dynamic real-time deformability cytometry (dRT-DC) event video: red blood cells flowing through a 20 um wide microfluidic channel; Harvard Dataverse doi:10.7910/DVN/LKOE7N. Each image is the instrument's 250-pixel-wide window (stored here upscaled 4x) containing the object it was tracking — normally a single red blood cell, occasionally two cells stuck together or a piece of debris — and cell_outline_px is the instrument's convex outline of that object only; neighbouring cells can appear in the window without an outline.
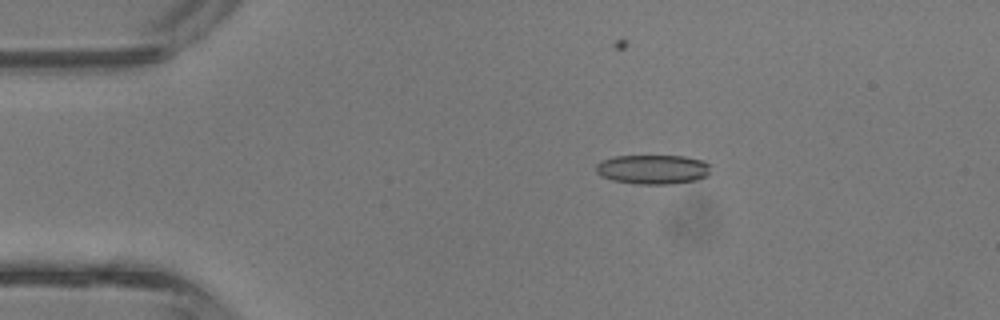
{"species": "common noctule bat (a hibernating species)", "species_latin": "Nyctalus noctula", "temperature_condition": "room temperature", "stored_images_in_passage": 3, "camera_frame_rate_fps": 3000, "um_per_image_px": 0.085, "animal": {"sex": "male", "body_mass_g": 13.3}, "frame": {"image": 1, "passage_image": 2, "time_ms": 0.333, "image_size_px": [1000, 320], "cell_outline_px": [[708, 176], [696, 180], [672, 184], [636, 184], [612, 180], [600, 176], [596, 172], [596, 164], [600, 160], [612, 156], [684, 156], [704, 160], [708, 164]], "centroid_in_image_um": [55.45, 14.39], "position_along_channel_um": 29.5, "area_um2": 19.83}}